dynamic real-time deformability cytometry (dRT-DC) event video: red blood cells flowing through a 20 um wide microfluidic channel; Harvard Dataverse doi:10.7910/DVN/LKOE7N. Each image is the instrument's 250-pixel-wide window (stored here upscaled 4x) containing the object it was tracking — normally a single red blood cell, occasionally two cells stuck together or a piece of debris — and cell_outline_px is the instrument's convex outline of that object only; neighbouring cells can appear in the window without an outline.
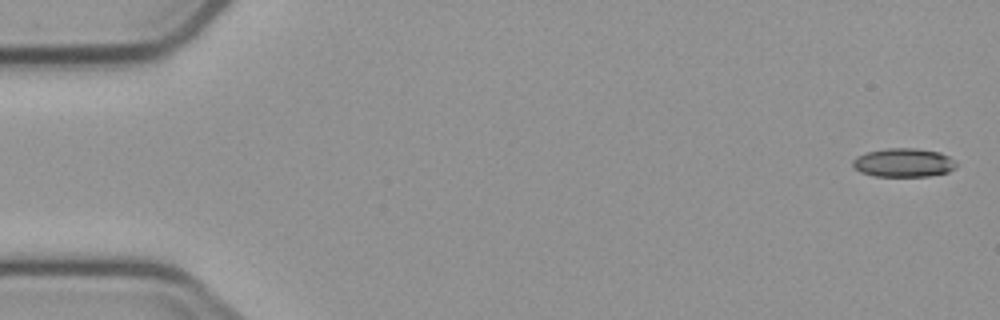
{"species": "common noctule bat (a hibernating species)", "species_latin": "Nyctalus noctula", "temperature_condition": "cold", "stored_images_in_passage": 3, "segment_of_instrument_passage": [2, 2], "camera_frame_rate_fps": 3000, "um_per_image_px": 0.085, "animal": {"sex": "male", "body_mass_g": 23.1, "forearm_length_mm": 52.7}, "frame": {"image": 1, "passage_image": 3, "time_ms": 3.667, "image_size_px": [1000, 320], "cell_outline_px": [[956, 168], [948, 172], [928, 176], [876, 176], [860, 172], [852, 164], [852, 160], [856, 156], [864, 152], [888, 148], [916, 148], [940, 152], [948, 156], [956, 164]], "centroid_in_image_um": [76.78, 13.82], "position_along_channel_um": 8.2, "area_um2": 17.34}}